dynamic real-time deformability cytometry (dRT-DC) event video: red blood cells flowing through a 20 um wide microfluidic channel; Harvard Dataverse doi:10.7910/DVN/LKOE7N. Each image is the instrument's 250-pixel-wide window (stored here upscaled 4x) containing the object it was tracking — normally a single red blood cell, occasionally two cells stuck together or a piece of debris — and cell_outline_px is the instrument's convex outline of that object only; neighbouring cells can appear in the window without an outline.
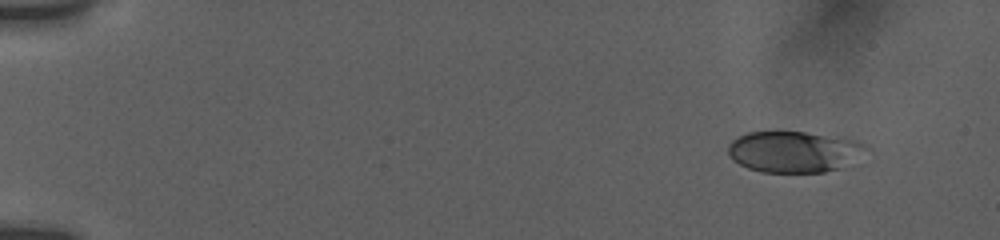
{"species": "human", "species_latin": "Homo sapiens", "temperature_condition": "room temperature", "stored_images_in_passage": 8, "camera_frame_rate_fps": 3000, "um_per_image_px": 0.085, "donor": {"sex": "female"}, "frame": {"image": 1, "passage_image": 2, "time_ms": 1.0, "image_size_px": [1000, 240], "cell_outline_px": [[872, 148], [836, 168], [824, 172], [760, 172], [748, 168], [732, 160], [728, 152], [728, 144], [732, 140], [748, 132], [804, 132], [856, 140]], "centroid_in_image_um": [67.43, 12.89], "position_along_channel_um": 17.6, "area_um2": 32.6}}
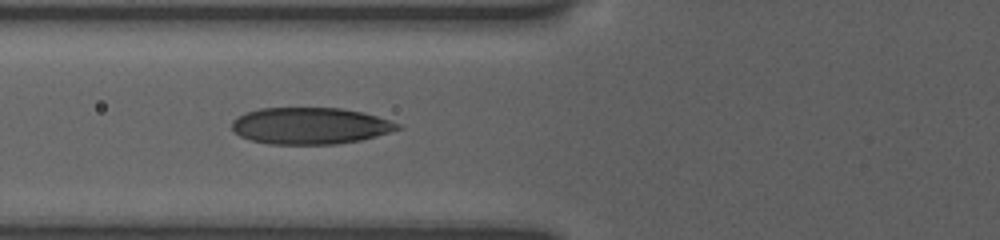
{"frame": {"image": 2, "passage_image": 7, "time_ms": 6.667, "image_size_px": [1000, 240], "cell_outline_px": [[404, 128], [376, 136], [360, 140], [336, 144], [268, 144], [252, 140], [240, 136], [232, 128], [232, 120], [248, 112], [260, 108], [340, 108], [364, 112], [400, 124]], "centroid_in_image_um": [26.39, 10.69], "position_along_channel_um": 99.4, "area_um2": 35.26}}
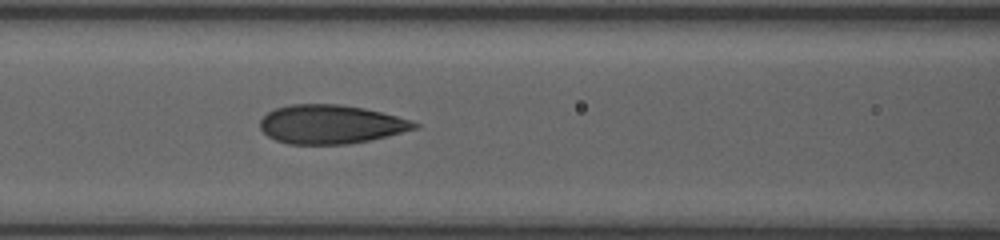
{"frame": {"image": 3, "passage_image": 8, "time_ms": 7.667, "image_size_px": [1000, 240], "cell_outline_px": [[420, 124], [416, 128], [368, 140], [348, 144], [288, 144], [276, 140], [268, 136], [260, 128], [260, 120], [268, 112], [276, 108], [292, 104], [340, 104], [364, 108], [412, 120]], "centroid_in_image_um": [28.08, 10.56], "position_along_channel_um": 138.5, "area_um2": 34.62}}